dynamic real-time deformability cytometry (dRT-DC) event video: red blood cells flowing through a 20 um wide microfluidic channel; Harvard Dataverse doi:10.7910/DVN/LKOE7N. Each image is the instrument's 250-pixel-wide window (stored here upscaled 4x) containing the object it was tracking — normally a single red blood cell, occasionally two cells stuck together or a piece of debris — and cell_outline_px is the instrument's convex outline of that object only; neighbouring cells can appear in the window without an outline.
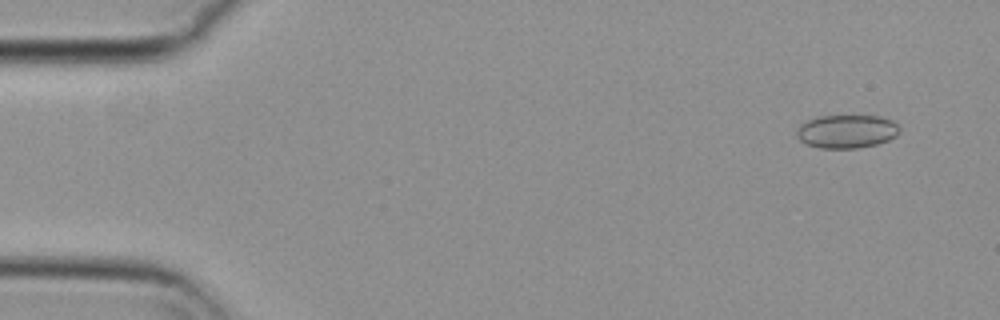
{"species": "common noctule bat (a hibernating species)", "species_latin": "Nyctalus noctula", "temperature_condition": "cold", "stored_images_in_passage": 11, "camera_frame_rate_fps": 3000, "um_per_image_px": 0.085, "animal": {"sex": "female", "body_mass_g": 29.2, "forearm_length_mm": 56.3}, "frame": {"image": 1, "passage_image": 2, "time_ms": 0.333, "image_size_px": [1000, 320], "cell_outline_px": [[900, 132], [896, 136], [888, 140], [876, 144], [856, 148], [820, 148], [808, 144], [800, 140], [796, 136], [796, 132], [800, 124], [816, 116], [880, 116], [892, 120], [900, 128]], "centroid_in_image_um": [71.97, 11.16], "position_along_channel_um": 13.0, "area_um2": 20.0}}